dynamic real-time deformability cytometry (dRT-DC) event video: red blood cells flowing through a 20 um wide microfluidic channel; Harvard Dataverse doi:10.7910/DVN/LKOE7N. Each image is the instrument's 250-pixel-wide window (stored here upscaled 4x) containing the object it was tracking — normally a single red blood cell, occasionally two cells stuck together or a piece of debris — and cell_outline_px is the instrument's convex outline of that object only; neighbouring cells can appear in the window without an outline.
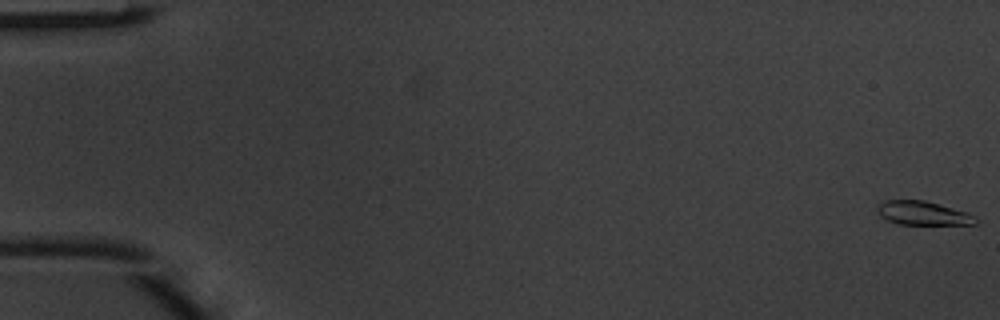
{"species": "common noctule bat (a hibernating species)", "species_latin": "Nyctalus noctula", "temperature_condition": "warm", "stored_images_in_passage": 5, "camera_frame_rate_fps": 3000, "um_per_image_px": 0.085, "animal": {"sex": "male", "body_mass_g": 20.1, "forearm_length_mm": 53.5}, "frame": {"image": 1, "passage_image": 1, "time_ms": 0.0, "image_size_px": [1000, 320], "cell_outline_px": [[980, 220], [976, 224], [896, 224], [880, 216], [876, 212], [876, 208], [884, 200], [924, 200], [968, 212], [976, 216]], "centroid_in_image_um": [78.46, 18.12], "position_along_channel_um": 6.5, "area_um2": 13.76}}
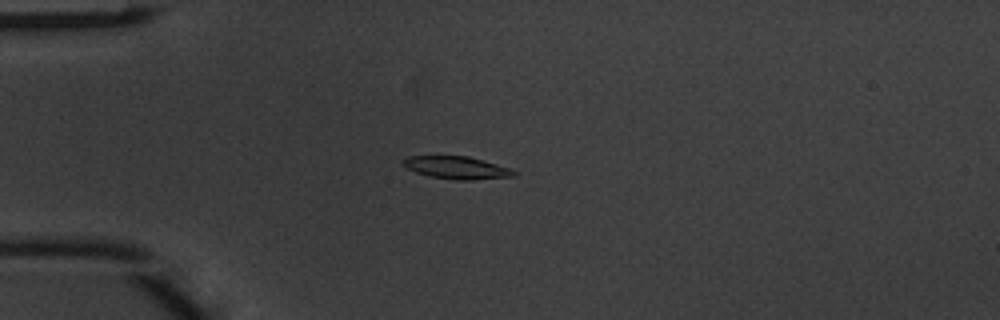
{"frame": {"image": 2, "passage_image": 5, "time_ms": 1.333, "image_size_px": [1000, 320], "cell_outline_px": [[516, 176], [472, 180], [456, 180], [428, 176], [416, 172], [400, 164], [400, 160], [408, 156], [468, 156], [512, 168], [516, 172]], "centroid_in_image_um": [38.81, 14.25], "position_along_channel_um": 46.2, "area_um2": 14.74}}